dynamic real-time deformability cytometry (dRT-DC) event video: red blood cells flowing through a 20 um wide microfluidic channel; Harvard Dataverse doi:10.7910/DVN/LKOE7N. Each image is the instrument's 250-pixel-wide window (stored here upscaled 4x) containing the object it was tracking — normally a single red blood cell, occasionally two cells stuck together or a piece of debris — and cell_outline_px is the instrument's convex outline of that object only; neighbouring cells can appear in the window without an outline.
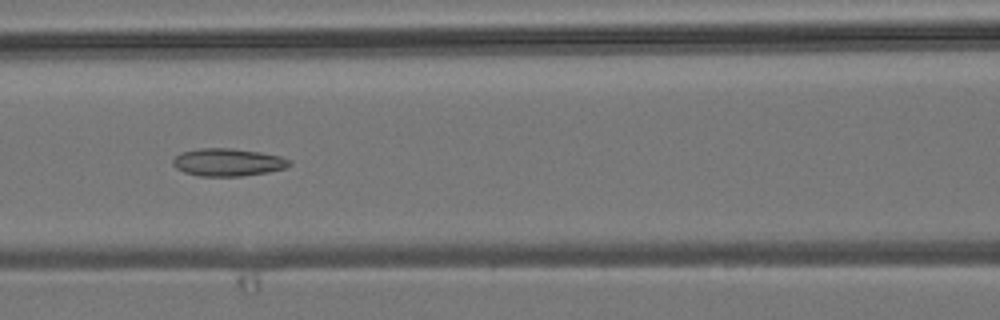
{"species": "common noctule bat (a hibernating species)", "species_latin": "Nyctalus noctula", "temperature_condition": "room temperature", "stored_images_in_passage": 11, "camera_frame_rate_fps": 3000, "um_per_image_px": 0.085, "animal": {"sex": "male", "body_mass_g": 19.2, "forearm_length_mm": 51.8}, "frame": {"image": 1, "passage_image": 8, "time_ms": 8.667, "image_size_px": [1000, 320], "cell_outline_px": [[292, 164], [284, 168], [268, 172], [240, 176], [200, 176], [184, 172], [176, 168], [172, 164], [172, 160], [180, 152], [200, 148], [232, 148], [260, 152], [280, 156], [292, 160]], "centroid_in_image_um": [19.36, 13.78], "position_along_channel_um": 147.2, "area_um2": 18.84}}
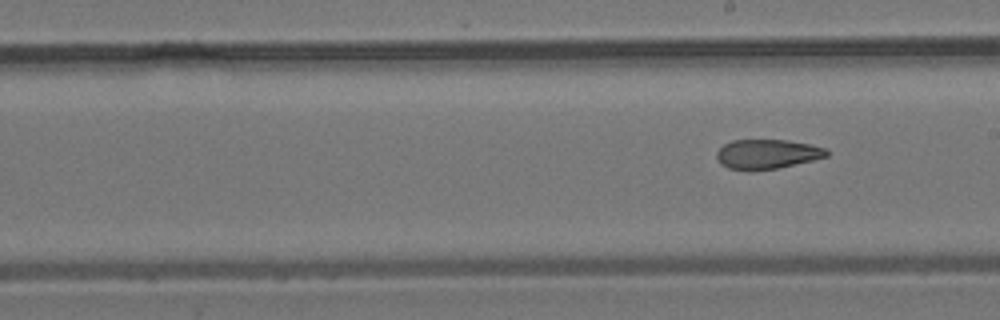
{"frame": {"image": 2, "passage_image": 11, "time_ms": 12.333, "image_size_px": [1000, 320], "cell_outline_px": [[828, 156], [812, 160], [776, 168], [752, 172], [728, 168], [720, 164], [716, 156], [716, 152], [724, 144], [732, 140], [784, 140], [808, 144], [828, 148]], "centroid_in_image_um": [65.16, 13.11], "position_along_channel_um": 223.8, "area_um2": 19.02}}